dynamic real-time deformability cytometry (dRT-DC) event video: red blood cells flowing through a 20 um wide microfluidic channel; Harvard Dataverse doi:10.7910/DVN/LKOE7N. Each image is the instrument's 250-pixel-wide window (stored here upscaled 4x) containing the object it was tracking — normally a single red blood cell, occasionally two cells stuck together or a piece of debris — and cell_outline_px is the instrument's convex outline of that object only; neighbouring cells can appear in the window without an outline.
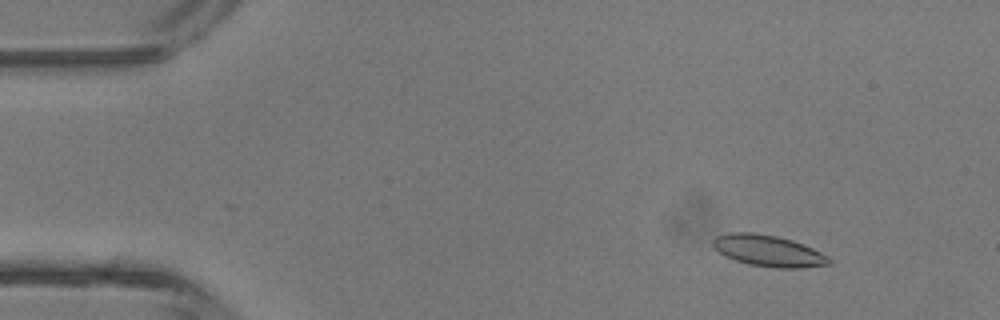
{"species": "common noctule bat (a hibernating species)", "species_latin": "Nyctalus noctula", "temperature_condition": "room temperature", "stored_images_in_passage": 3, "camera_frame_rate_fps": 3000, "um_per_image_px": 0.085, "animal": {"sex": "male", "body_mass_g": 13.3}, "frame": {"image": 1, "passage_image": 1, "time_ms": 0.0, "image_size_px": [1000, 320], "cell_outline_px": [[832, 264], [800, 268], [776, 268], [748, 264], [724, 256], [712, 244], [712, 240], [716, 236], [728, 232], [752, 232], [776, 236], [792, 240], [804, 244], [828, 256], [832, 260]], "centroid_in_image_um": [65.32, 21.32], "position_along_channel_um": 19.7, "area_um2": 21.27}}